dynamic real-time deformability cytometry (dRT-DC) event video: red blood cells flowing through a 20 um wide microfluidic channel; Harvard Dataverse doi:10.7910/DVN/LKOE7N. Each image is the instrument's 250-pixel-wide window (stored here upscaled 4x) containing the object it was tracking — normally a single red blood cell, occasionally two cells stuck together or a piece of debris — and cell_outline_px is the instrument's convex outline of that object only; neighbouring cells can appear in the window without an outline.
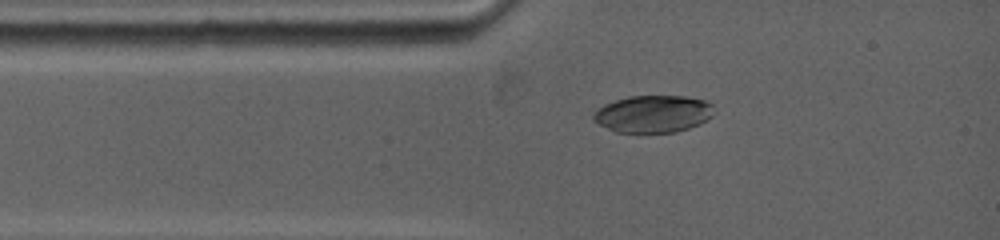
{"species": "common noctule bat (a hibernating species)", "species_latin": "Nyctalus noctula", "temperature_condition": "warm", "stored_images_in_passage": 7, "camera_frame_rate_fps": 5000, "um_per_image_px": 0.085, "animal": {"sex": "female", "body_mass_g": 19.0, "forearm_length_mm": 53.3}, "frame": {"image": 1, "passage_image": 1, "time_ms": 0.0, "image_size_px": [1000, 240], "cell_outline_px": [[712, 116], [708, 120], [700, 124], [676, 132], [616, 132], [592, 120], [592, 112], [604, 104], [628, 96], [684, 96], [704, 100], [712, 104]], "centroid_in_image_um": [55.5, 9.68], "position_along_channel_um": 29.5, "area_um2": 26.13}}
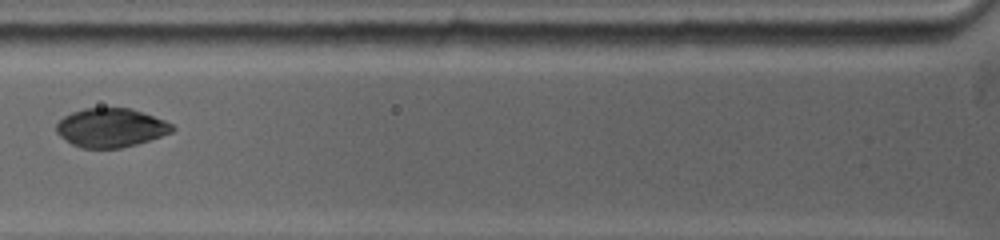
{"frame": {"image": 2, "passage_image": 4, "time_ms": 2.4, "image_size_px": [1000, 240], "cell_outline_px": [[176, 128], [172, 132], [136, 144], [120, 148], [84, 148], [72, 144], [60, 136], [56, 132], [56, 124], [64, 116], [72, 112], [84, 108], [128, 108], [164, 120], [172, 124]], "centroid_in_image_um": [9.4, 10.86], "position_along_channel_um": 116.4, "area_um2": 25.95}}
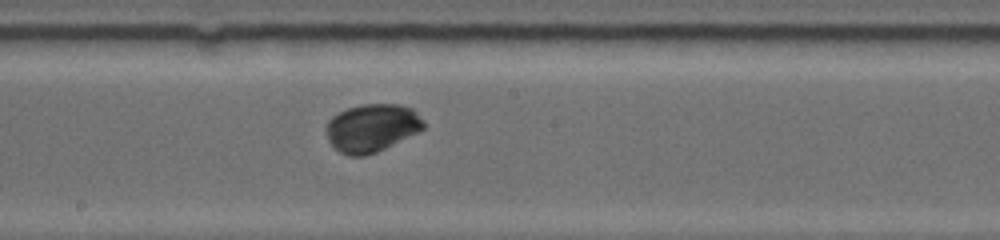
{"frame": {"image": 3, "passage_image": 7, "time_ms": 5.0, "image_size_px": [1000, 240], "cell_outline_px": [[424, 128], [376, 152], [364, 156], [352, 156], [340, 152], [328, 140], [324, 128], [328, 120], [332, 116], [348, 108], [360, 104], [400, 104], [412, 108], [424, 120]], "centroid_in_image_um": [31.57, 10.85], "position_along_channel_um": 216.6, "area_um2": 27.05}}